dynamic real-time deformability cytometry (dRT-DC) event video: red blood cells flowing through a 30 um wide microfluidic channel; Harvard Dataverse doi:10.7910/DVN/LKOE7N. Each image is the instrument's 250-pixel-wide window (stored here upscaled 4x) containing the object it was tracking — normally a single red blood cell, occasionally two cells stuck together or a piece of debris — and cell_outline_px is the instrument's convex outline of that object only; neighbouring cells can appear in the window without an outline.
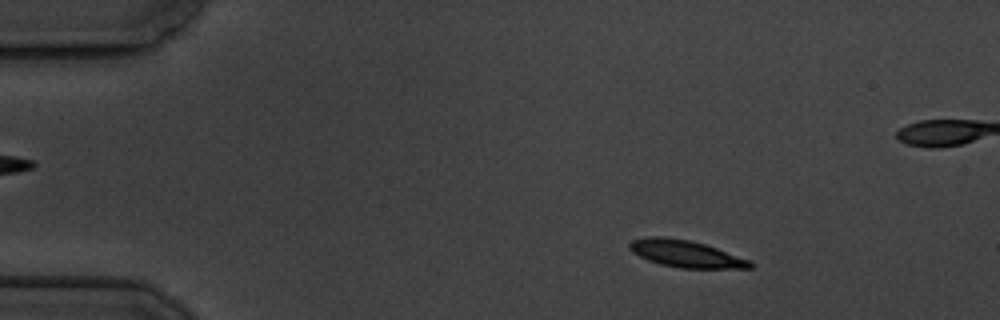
{"species": "common noctule bat (a hibernating species)", "species_latin": "Nyctalus noctula", "temperature_condition": "cold", "stored_images_in_passage": 5, "camera_frame_rate_fps": 3000, "um_per_image_px": 0.085, "animal": {"sex": "male", "body_mass_g": 19.5, "forearm_length_mm": 54.6}, "frame": {"image": 1, "passage_image": 2, "time_ms": 1.333, "image_size_px": [1000, 320], "cell_outline_px": [[756, 264], [752, 268], [680, 268], [660, 264], [648, 260], [632, 252], [628, 248], [628, 244], [632, 240], [648, 236], [664, 236], [688, 240], [704, 244], [752, 260]], "centroid_in_image_um": [58.31, 21.57], "position_along_channel_um": 26.7, "area_um2": 19.07}}